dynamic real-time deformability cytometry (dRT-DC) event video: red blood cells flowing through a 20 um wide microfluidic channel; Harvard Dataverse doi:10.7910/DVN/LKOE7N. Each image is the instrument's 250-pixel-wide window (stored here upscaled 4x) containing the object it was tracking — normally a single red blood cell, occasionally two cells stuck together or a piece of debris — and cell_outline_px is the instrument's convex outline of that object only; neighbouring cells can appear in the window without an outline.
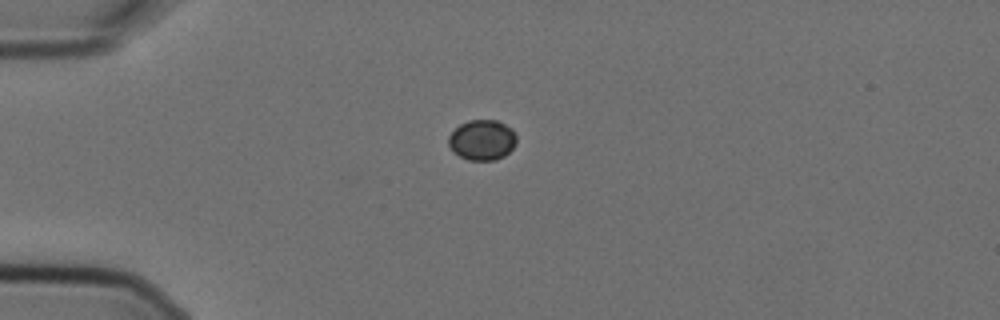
{"species": "Egyptian fruit bat (a non-hibernating species)", "species_latin": "Rousettus aegyptiacus", "temperature_condition": "cold", "stored_images_in_passage": 4, "camera_frame_rate_fps": 3000, "um_per_image_px": 0.085, "animal": {"sex": "female"}, "frame": {"image": 1, "passage_image": 2, "time_ms": 0.333, "image_size_px": [1000, 320], "cell_outline_px": [[516, 144], [504, 156], [496, 160], [468, 160], [460, 156], [448, 144], [448, 136], [460, 124], [468, 120], [496, 120], [512, 128], [516, 136]], "centroid_in_image_um": [41.0, 11.89], "position_along_channel_um": 44.0, "area_um2": 15.9}}